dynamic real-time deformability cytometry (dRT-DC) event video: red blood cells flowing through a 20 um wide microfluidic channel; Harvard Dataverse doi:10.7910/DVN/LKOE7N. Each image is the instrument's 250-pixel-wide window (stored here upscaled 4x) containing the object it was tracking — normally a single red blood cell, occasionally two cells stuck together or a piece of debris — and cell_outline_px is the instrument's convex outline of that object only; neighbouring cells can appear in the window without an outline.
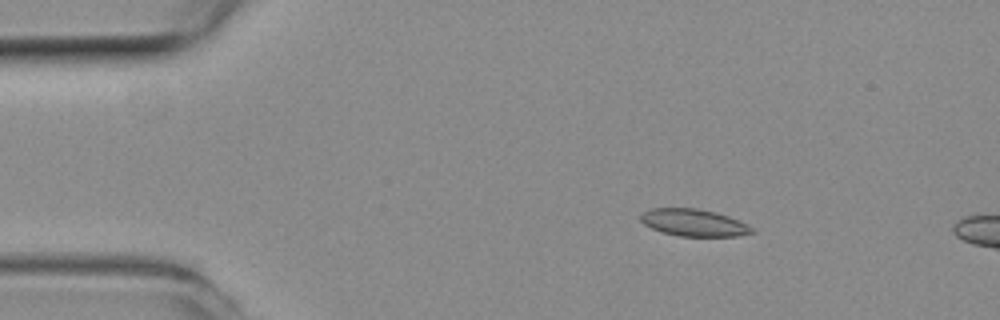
{"species": "common noctule bat (a hibernating species)", "species_latin": "Nyctalus noctula", "temperature_condition": "room temperature", "stored_images_in_passage": 11, "camera_frame_rate_fps": 3000, "um_per_image_px": 0.085, "animal": {"sex": "female", "body_mass_g": 19.3, "forearm_length_mm": 54.1}, "frame": {"image": 1, "passage_image": 7, "time_ms": 2.0, "image_size_px": [1000, 320], "cell_outline_px": [[756, 232], [736, 236], [680, 236], [660, 232], [644, 224], [640, 220], [640, 216], [644, 212], [652, 208], [696, 208], [716, 212], [728, 216], [748, 224]], "centroid_in_image_um": [58.97, 18.93], "position_along_channel_um": 26.0, "area_um2": 17.57}}